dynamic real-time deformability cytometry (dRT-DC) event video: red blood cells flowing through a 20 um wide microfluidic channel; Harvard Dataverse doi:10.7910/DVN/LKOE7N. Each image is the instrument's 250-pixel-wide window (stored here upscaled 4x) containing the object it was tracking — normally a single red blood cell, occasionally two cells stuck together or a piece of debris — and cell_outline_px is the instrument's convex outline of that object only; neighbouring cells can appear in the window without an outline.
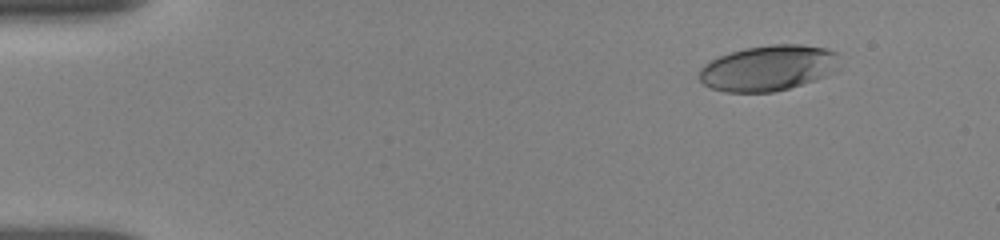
{"species": "human", "species_latin": "Homo sapiens", "temperature_condition": "room temperature", "stored_images_in_passage": 73, "camera_frame_rate_fps": 3000, "um_per_image_px": 0.085, "donor": {"sex": "female"}, "frame": {"image": 1, "passage_image": 1, "time_ms": 0.0, "image_size_px": [1000, 240], "cell_outline_px": [[840, 52], [824, 76], [788, 88], [772, 92], [724, 92], [712, 88], [704, 84], [700, 80], [700, 68], [704, 64], [720, 56], [744, 48], [768, 44], [800, 44], [828, 48]], "centroid_in_image_um": [65.22, 5.76], "position_along_channel_um": 19.8, "area_um2": 36.53}}
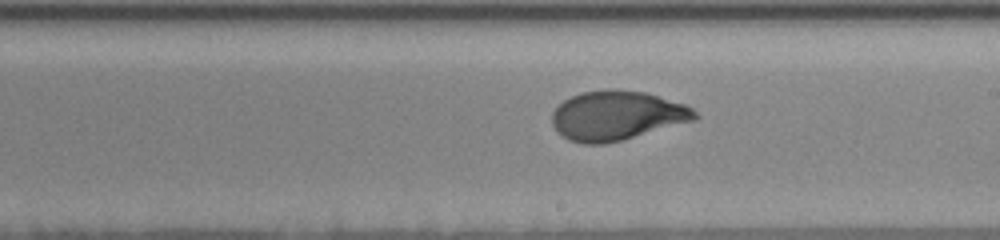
{"frame": {"image": 2, "passage_image": 36, "time_ms": 8.333, "image_size_px": [1000, 240], "cell_outline_px": [[700, 116], [696, 120], [620, 140], [604, 144], [584, 144], [568, 140], [552, 124], [552, 112], [564, 100], [580, 92], [604, 88], [608, 88], [644, 92], [684, 104], [692, 108]], "centroid_in_image_um": [52.43, 9.81], "position_along_channel_um": 236.6, "area_um2": 40.92}}
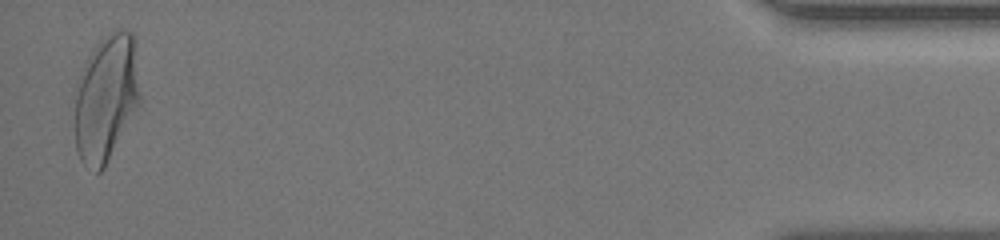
{"frame": {"image": 3, "passage_image": 72, "time_ms": 15.333, "image_size_px": [1000, 240], "cell_outline_px": [[140, 104], [104, 168], [100, 172], [96, 172], [84, 164], [80, 160], [76, 148], [76, 80], [92, 48], [112, 28], [120, 28], [132, 32], [136, 36], [140, 96]], "centroid_in_image_um": [9.05, 8.24], "position_along_channel_um": 426.1, "area_um2": 48.96}, "authors_computed_cell_mechanics": {"area_um2": 40.5178, "velocity_mm_per_s": 3.8301, "shape_relaxation_time_tau1_ms": 4.4343, "shape_relaxation_time_tau2_ms": null, "deformation_change_tau1": 0.1969, "deformation_change_tau2": null}}